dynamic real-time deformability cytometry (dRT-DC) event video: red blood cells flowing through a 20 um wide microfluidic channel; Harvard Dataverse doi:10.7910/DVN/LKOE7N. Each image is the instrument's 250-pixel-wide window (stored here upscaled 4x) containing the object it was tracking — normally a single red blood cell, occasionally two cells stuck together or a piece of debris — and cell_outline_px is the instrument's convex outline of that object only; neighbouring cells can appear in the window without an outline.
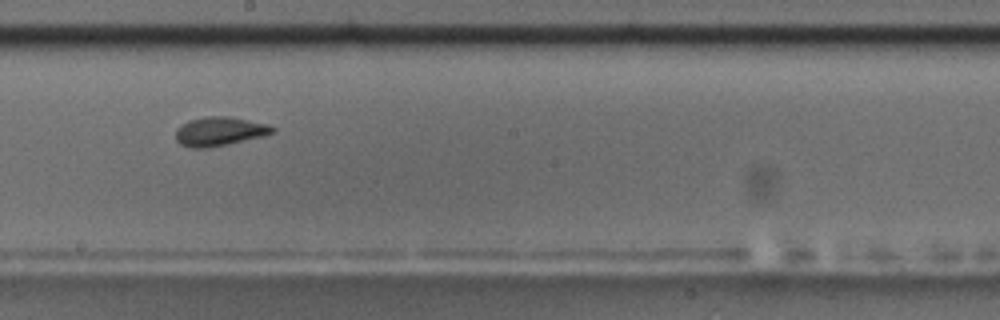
{"species": "common noctule bat (a hibernating species)", "species_latin": "Nyctalus noctula", "temperature_condition": "room temperature", "stored_images_in_passage": 10, "camera_frame_rate_fps": 3000, "um_per_image_px": 0.085, "animal": {"sex": "male", "body_mass_g": 17.5, "forearm_length_mm": 52.3}, "frame": {"image": 1, "passage_image": 9, "time_ms": 9.0, "image_size_px": [1000, 320], "cell_outline_px": [[276, 132], [228, 144], [208, 148], [192, 148], [180, 144], [176, 140], [176, 128], [180, 124], [188, 120], [204, 116], [228, 116], [268, 124], [276, 128]], "centroid_in_image_um": [18.62, 11.16], "position_along_channel_um": 229.6, "area_um2": 16.42}}